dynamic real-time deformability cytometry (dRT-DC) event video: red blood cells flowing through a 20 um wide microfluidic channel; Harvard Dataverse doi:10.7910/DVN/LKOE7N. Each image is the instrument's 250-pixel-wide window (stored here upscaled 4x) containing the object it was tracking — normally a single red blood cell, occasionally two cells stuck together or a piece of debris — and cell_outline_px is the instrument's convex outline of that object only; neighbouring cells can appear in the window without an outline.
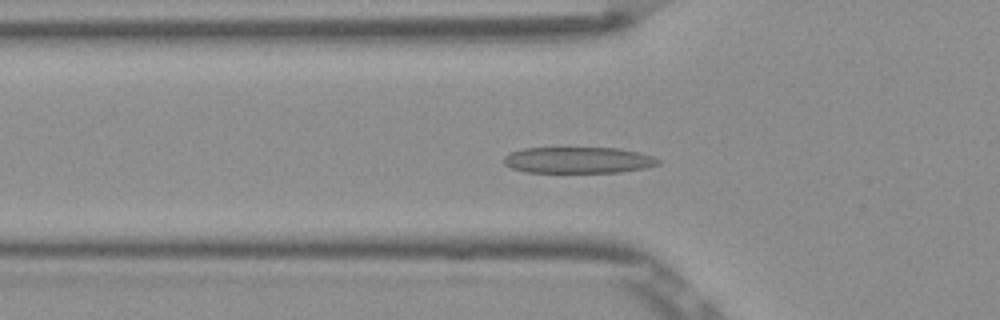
{"species": "Egyptian fruit bat (a non-hibernating species)", "species_latin": "Rousettus aegyptiacus", "temperature_condition": "room temperature", "stored_images_in_passage": 53, "camera_frame_rate_fps": 3000, "um_per_image_px": 0.085, "frame": {"image": 1, "passage_image": 18, "time_ms": 5.667, "image_size_px": [1000, 320], "cell_outline_px": [[660, 164], [644, 168], [620, 172], [528, 172], [512, 168], [504, 164], [504, 156], [508, 152], [524, 148], [616, 148], [636, 152], [652, 156], [660, 160]], "centroid_in_image_um": [49.11, 13.61], "position_along_channel_um": 76.7, "area_um2": 23.47}}
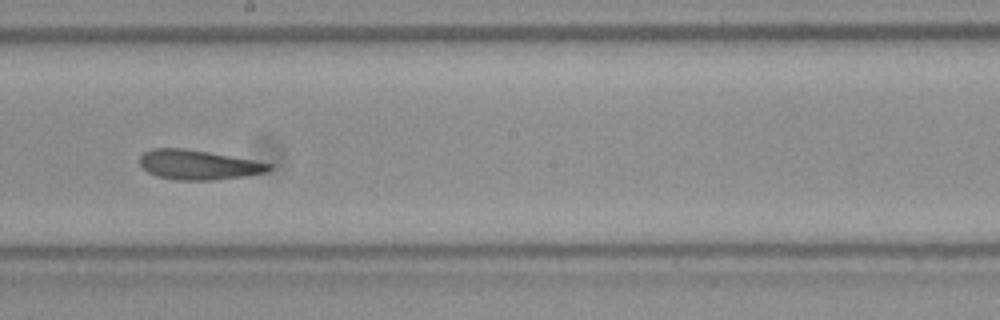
{"frame": {"image": 2, "passage_image": 30, "time_ms": 9.667, "image_size_px": [1000, 320], "cell_outline_px": [[272, 168], [264, 172], [244, 176], [212, 180], [176, 180], [156, 176], [148, 172], [140, 164], [140, 156], [144, 152], [152, 148], [184, 148], [256, 160], [272, 164]], "centroid_in_image_um": [16.84, 14.0], "position_along_channel_um": 231.4, "area_um2": 22.25}}
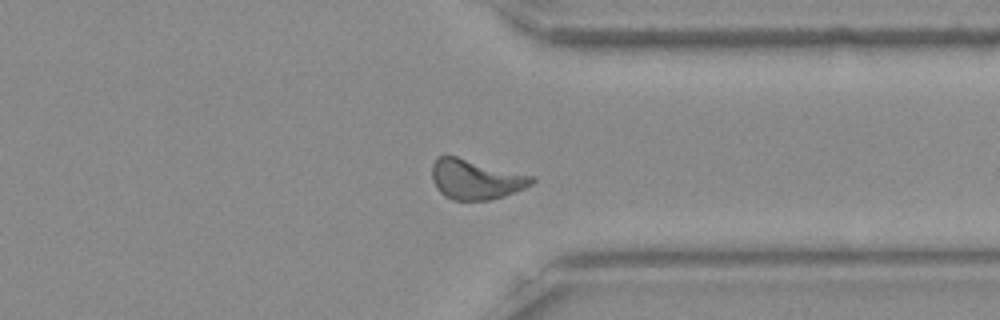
{"frame": {"image": 3, "passage_image": 41, "time_ms": 13.333, "image_size_px": [1000, 320], "cell_outline_px": [[536, 180], [532, 184], [524, 188], [504, 196], [488, 200], [452, 200], [444, 196], [436, 188], [432, 180], [432, 164], [436, 156], [456, 156], [536, 176]], "centroid_in_image_um": [40.43, 15.24], "position_along_channel_um": 371.0, "area_um2": 23.41}, "authors_computed_cell_mechanics": {"area_um2": 22.9466, "velocity_mm_per_s": 3.8525, "shape_relaxation_time_tau1_ms": 5.0886, "shape_relaxation_time_tau2_ms": 3.6359, "deformation_change_tau1": 0.157, "deformation_change_tau2": 0.1337}}